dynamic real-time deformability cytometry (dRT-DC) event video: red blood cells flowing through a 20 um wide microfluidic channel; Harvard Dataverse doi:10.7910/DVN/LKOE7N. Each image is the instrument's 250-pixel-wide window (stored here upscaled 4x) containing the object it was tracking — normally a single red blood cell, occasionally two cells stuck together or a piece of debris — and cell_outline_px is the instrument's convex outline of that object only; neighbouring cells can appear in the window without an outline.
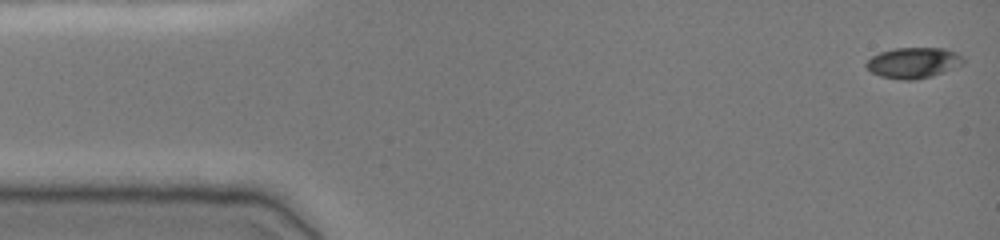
{"species": "common noctule bat (a hibernating species)", "species_latin": "Nyctalus noctula", "temperature_condition": "cold", "stored_images_in_passage": 48, "camera_frame_rate_fps": 3000, "um_per_image_px": 0.085, "animal": {"sex": "female", "body_mass_g": 19.0, "forearm_length_mm": 51.5}, "frame": {"image": 1, "passage_image": 1, "time_ms": 0.0, "image_size_px": [1000, 240], "cell_outline_px": [[964, 64], [944, 72], [932, 76], [916, 80], [900, 80], [880, 76], [872, 72], [864, 64], [872, 56], [880, 52], [896, 48], [944, 48], [956, 52], [964, 60]], "centroid_in_image_um": [77.64, 5.34], "position_along_channel_um": 7.4, "area_um2": 17.4}}
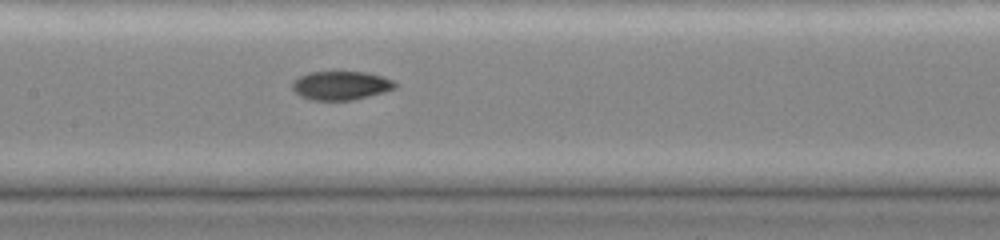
{"frame": {"image": 2, "passage_image": 23, "time_ms": 7.333, "image_size_px": [1000, 240], "cell_outline_px": [[396, 88], [384, 92], [352, 100], [312, 100], [300, 96], [292, 88], [292, 84], [300, 76], [308, 72], [368, 72], [392, 80], [396, 84]], "centroid_in_image_um": [28.98, 7.27], "position_along_channel_um": 178.4, "area_um2": 17.05}}
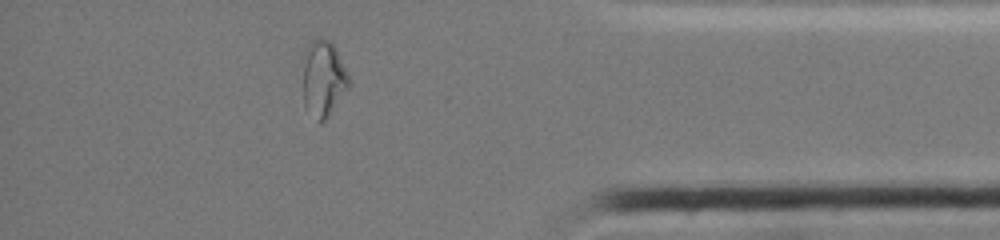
{"frame": {"image": 3, "passage_image": 42, "time_ms": 13.667, "image_size_px": [1000, 240], "cell_outline_px": [[348, 88], [328, 116], [320, 124], [304, 104], [304, 52], [308, 44], [312, 40], [328, 40], [336, 48], [348, 76]], "centroid_in_image_um": [27.48, 6.68], "position_along_channel_um": 407.7, "area_um2": 19.71}, "authors_computed_cell_mechanics": {"area_um2": 17.3978, "velocity_mm_per_s": 3.9019, "shape_relaxation_time_tau1_ms": null, "shape_relaxation_time_tau2_ms": 2.0058, "deformation_change_tau1": null, "deformation_change_tau2": 0.0541}}